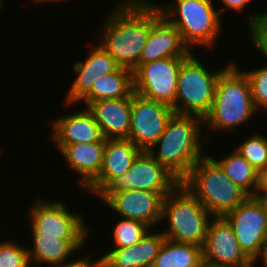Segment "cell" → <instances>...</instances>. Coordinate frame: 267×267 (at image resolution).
<instances>
[{
	"label": "cell",
	"instance_id": "8fae6325",
	"mask_svg": "<svg viewBox=\"0 0 267 267\" xmlns=\"http://www.w3.org/2000/svg\"><path fill=\"white\" fill-rule=\"evenodd\" d=\"M180 181L147 151H141L126 174L114 179L102 192L142 190L159 193L163 198Z\"/></svg>",
	"mask_w": 267,
	"mask_h": 267
},
{
	"label": "cell",
	"instance_id": "8992f818",
	"mask_svg": "<svg viewBox=\"0 0 267 267\" xmlns=\"http://www.w3.org/2000/svg\"><path fill=\"white\" fill-rule=\"evenodd\" d=\"M205 153L181 183L213 217H223L237 208L249 195L226 176L207 151Z\"/></svg>",
	"mask_w": 267,
	"mask_h": 267
},
{
	"label": "cell",
	"instance_id": "277c9868",
	"mask_svg": "<svg viewBox=\"0 0 267 267\" xmlns=\"http://www.w3.org/2000/svg\"><path fill=\"white\" fill-rule=\"evenodd\" d=\"M213 1L171 0L168 4H156L162 15L180 32L182 41L191 51L201 47L212 52L217 50L216 44L224 32L223 17Z\"/></svg>",
	"mask_w": 267,
	"mask_h": 267
},
{
	"label": "cell",
	"instance_id": "30bf717a",
	"mask_svg": "<svg viewBox=\"0 0 267 267\" xmlns=\"http://www.w3.org/2000/svg\"><path fill=\"white\" fill-rule=\"evenodd\" d=\"M223 217L231 225L241 249L255 263L267 243V212L263 202L248 196Z\"/></svg>",
	"mask_w": 267,
	"mask_h": 267
},
{
	"label": "cell",
	"instance_id": "9c48e42d",
	"mask_svg": "<svg viewBox=\"0 0 267 267\" xmlns=\"http://www.w3.org/2000/svg\"><path fill=\"white\" fill-rule=\"evenodd\" d=\"M188 57H170L138 65L133 71L134 92L174 106L181 64Z\"/></svg>",
	"mask_w": 267,
	"mask_h": 267
},
{
	"label": "cell",
	"instance_id": "5b68a950",
	"mask_svg": "<svg viewBox=\"0 0 267 267\" xmlns=\"http://www.w3.org/2000/svg\"><path fill=\"white\" fill-rule=\"evenodd\" d=\"M213 216L180 182L163 198L161 232L168 240L203 247ZM167 222V223H166ZM168 226V227H167Z\"/></svg>",
	"mask_w": 267,
	"mask_h": 267
},
{
	"label": "cell",
	"instance_id": "ffe728a7",
	"mask_svg": "<svg viewBox=\"0 0 267 267\" xmlns=\"http://www.w3.org/2000/svg\"><path fill=\"white\" fill-rule=\"evenodd\" d=\"M132 95L127 98L98 100L87 109L93 114L105 139H128L131 128Z\"/></svg>",
	"mask_w": 267,
	"mask_h": 267
},
{
	"label": "cell",
	"instance_id": "d4e9b609",
	"mask_svg": "<svg viewBox=\"0 0 267 267\" xmlns=\"http://www.w3.org/2000/svg\"><path fill=\"white\" fill-rule=\"evenodd\" d=\"M234 148V149H233ZM231 153L220 159L211 156L224 170L226 176L244 190L254 196L257 187L258 171L233 147Z\"/></svg>",
	"mask_w": 267,
	"mask_h": 267
},
{
	"label": "cell",
	"instance_id": "4dcf8cb0",
	"mask_svg": "<svg viewBox=\"0 0 267 267\" xmlns=\"http://www.w3.org/2000/svg\"><path fill=\"white\" fill-rule=\"evenodd\" d=\"M82 251H85L83 249L79 250L77 252V255L80 254V257H78L77 259L73 258L72 260V256L71 258H69L67 261L55 265L53 267H105V262H104V257L103 255H99L100 257H98V259H92V255L91 252L89 254L86 253V255H81Z\"/></svg>",
	"mask_w": 267,
	"mask_h": 267
},
{
	"label": "cell",
	"instance_id": "ba28073f",
	"mask_svg": "<svg viewBox=\"0 0 267 267\" xmlns=\"http://www.w3.org/2000/svg\"><path fill=\"white\" fill-rule=\"evenodd\" d=\"M35 197L34 203L27 211L31 236H58V239H90V236L92 237L90 227L86 224V217L81 212L69 211V207L67 209L65 202L59 198L55 201H47Z\"/></svg>",
	"mask_w": 267,
	"mask_h": 267
},
{
	"label": "cell",
	"instance_id": "ac0fdd59",
	"mask_svg": "<svg viewBox=\"0 0 267 267\" xmlns=\"http://www.w3.org/2000/svg\"><path fill=\"white\" fill-rule=\"evenodd\" d=\"M140 152L129 139H106L102 169L84 191L96 198L114 179L126 174Z\"/></svg>",
	"mask_w": 267,
	"mask_h": 267
},
{
	"label": "cell",
	"instance_id": "d6a6232c",
	"mask_svg": "<svg viewBox=\"0 0 267 267\" xmlns=\"http://www.w3.org/2000/svg\"><path fill=\"white\" fill-rule=\"evenodd\" d=\"M265 194H267V169H261L258 171L257 187L254 197L259 198Z\"/></svg>",
	"mask_w": 267,
	"mask_h": 267
},
{
	"label": "cell",
	"instance_id": "9a60e30c",
	"mask_svg": "<svg viewBox=\"0 0 267 267\" xmlns=\"http://www.w3.org/2000/svg\"><path fill=\"white\" fill-rule=\"evenodd\" d=\"M192 53L182 41L180 32L151 0V32L142 50L140 65L170 57H189Z\"/></svg>",
	"mask_w": 267,
	"mask_h": 267
},
{
	"label": "cell",
	"instance_id": "7402d4cb",
	"mask_svg": "<svg viewBox=\"0 0 267 267\" xmlns=\"http://www.w3.org/2000/svg\"><path fill=\"white\" fill-rule=\"evenodd\" d=\"M28 249L31 266H55L67 261L89 243V239H58V236H30ZM49 264V265H48Z\"/></svg>",
	"mask_w": 267,
	"mask_h": 267
},
{
	"label": "cell",
	"instance_id": "f35d334b",
	"mask_svg": "<svg viewBox=\"0 0 267 267\" xmlns=\"http://www.w3.org/2000/svg\"><path fill=\"white\" fill-rule=\"evenodd\" d=\"M263 169H267V161H266V164H265V166H264V168Z\"/></svg>",
	"mask_w": 267,
	"mask_h": 267
},
{
	"label": "cell",
	"instance_id": "484cf974",
	"mask_svg": "<svg viewBox=\"0 0 267 267\" xmlns=\"http://www.w3.org/2000/svg\"><path fill=\"white\" fill-rule=\"evenodd\" d=\"M118 221V222H117ZM112 230V248H126L135 245L151 229L148 225L138 220L117 219Z\"/></svg>",
	"mask_w": 267,
	"mask_h": 267
},
{
	"label": "cell",
	"instance_id": "4316f807",
	"mask_svg": "<svg viewBox=\"0 0 267 267\" xmlns=\"http://www.w3.org/2000/svg\"><path fill=\"white\" fill-rule=\"evenodd\" d=\"M234 147L257 171L264 168L267 161V136L254 132L243 142L241 140L239 145L234 144Z\"/></svg>",
	"mask_w": 267,
	"mask_h": 267
},
{
	"label": "cell",
	"instance_id": "d6986e66",
	"mask_svg": "<svg viewBox=\"0 0 267 267\" xmlns=\"http://www.w3.org/2000/svg\"><path fill=\"white\" fill-rule=\"evenodd\" d=\"M56 146L65 164L67 163L69 169L79 176L77 183L84 191L102 169L105 141Z\"/></svg>",
	"mask_w": 267,
	"mask_h": 267
},
{
	"label": "cell",
	"instance_id": "44dd1931",
	"mask_svg": "<svg viewBox=\"0 0 267 267\" xmlns=\"http://www.w3.org/2000/svg\"><path fill=\"white\" fill-rule=\"evenodd\" d=\"M150 229L135 245L110 248L104 257L105 267H151L165 241L164 234Z\"/></svg>",
	"mask_w": 267,
	"mask_h": 267
},
{
	"label": "cell",
	"instance_id": "836d02e7",
	"mask_svg": "<svg viewBox=\"0 0 267 267\" xmlns=\"http://www.w3.org/2000/svg\"><path fill=\"white\" fill-rule=\"evenodd\" d=\"M259 261H260V263H259ZM257 263L258 264H261L262 263L263 264L262 267H267V243L263 247V251H262L261 256L255 262V267H256V265H258Z\"/></svg>",
	"mask_w": 267,
	"mask_h": 267
},
{
	"label": "cell",
	"instance_id": "83f0119b",
	"mask_svg": "<svg viewBox=\"0 0 267 267\" xmlns=\"http://www.w3.org/2000/svg\"><path fill=\"white\" fill-rule=\"evenodd\" d=\"M248 77L253 103L258 113H267V63L264 66L243 70Z\"/></svg>",
	"mask_w": 267,
	"mask_h": 267
},
{
	"label": "cell",
	"instance_id": "7a4b0ae2",
	"mask_svg": "<svg viewBox=\"0 0 267 267\" xmlns=\"http://www.w3.org/2000/svg\"><path fill=\"white\" fill-rule=\"evenodd\" d=\"M203 128V118L199 116L173 114L147 152L182 182L206 155L208 142Z\"/></svg>",
	"mask_w": 267,
	"mask_h": 267
},
{
	"label": "cell",
	"instance_id": "8d00e7d4",
	"mask_svg": "<svg viewBox=\"0 0 267 267\" xmlns=\"http://www.w3.org/2000/svg\"><path fill=\"white\" fill-rule=\"evenodd\" d=\"M4 4L3 0H0V8L3 9L4 6H2Z\"/></svg>",
	"mask_w": 267,
	"mask_h": 267
},
{
	"label": "cell",
	"instance_id": "5bb4252c",
	"mask_svg": "<svg viewBox=\"0 0 267 267\" xmlns=\"http://www.w3.org/2000/svg\"><path fill=\"white\" fill-rule=\"evenodd\" d=\"M203 264L217 267H255L244 253L224 217H213L202 247Z\"/></svg>",
	"mask_w": 267,
	"mask_h": 267
},
{
	"label": "cell",
	"instance_id": "7c38bea8",
	"mask_svg": "<svg viewBox=\"0 0 267 267\" xmlns=\"http://www.w3.org/2000/svg\"><path fill=\"white\" fill-rule=\"evenodd\" d=\"M173 114L170 105L147 99L134 92L128 139L141 151H147L157 142Z\"/></svg>",
	"mask_w": 267,
	"mask_h": 267
},
{
	"label": "cell",
	"instance_id": "52a82bcc",
	"mask_svg": "<svg viewBox=\"0 0 267 267\" xmlns=\"http://www.w3.org/2000/svg\"><path fill=\"white\" fill-rule=\"evenodd\" d=\"M193 53L181 64L178 87L173 108L174 114L204 117L209 113L218 77L231 63L216 71L209 70ZM205 65V66H204Z\"/></svg>",
	"mask_w": 267,
	"mask_h": 267
},
{
	"label": "cell",
	"instance_id": "74e56055",
	"mask_svg": "<svg viewBox=\"0 0 267 267\" xmlns=\"http://www.w3.org/2000/svg\"><path fill=\"white\" fill-rule=\"evenodd\" d=\"M203 267H217V266H209V265L203 264Z\"/></svg>",
	"mask_w": 267,
	"mask_h": 267
},
{
	"label": "cell",
	"instance_id": "e575fe53",
	"mask_svg": "<svg viewBox=\"0 0 267 267\" xmlns=\"http://www.w3.org/2000/svg\"><path fill=\"white\" fill-rule=\"evenodd\" d=\"M32 1H33V2H32ZM60 1L63 3L64 1L67 2V1H70V0H31L30 2H32V4L34 3V5H35V4H39V5H40V4H43V5H44V3H45V4H46V3H50V2H53V3L56 2V3H58V2H60Z\"/></svg>",
	"mask_w": 267,
	"mask_h": 267
},
{
	"label": "cell",
	"instance_id": "2e32d148",
	"mask_svg": "<svg viewBox=\"0 0 267 267\" xmlns=\"http://www.w3.org/2000/svg\"><path fill=\"white\" fill-rule=\"evenodd\" d=\"M94 44L96 45L89 48L84 60H77L72 65L71 69L76 76L70 84V89L64 94L66 95L63 101L65 106L68 105L70 108L72 105L75 106L101 75L113 73L119 68L114 58L98 42Z\"/></svg>",
	"mask_w": 267,
	"mask_h": 267
},
{
	"label": "cell",
	"instance_id": "f1b7e54d",
	"mask_svg": "<svg viewBox=\"0 0 267 267\" xmlns=\"http://www.w3.org/2000/svg\"><path fill=\"white\" fill-rule=\"evenodd\" d=\"M249 42L253 48L260 53L259 55L267 59V9L264 12L250 13L246 18Z\"/></svg>",
	"mask_w": 267,
	"mask_h": 267
},
{
	"label": "cell",
	"instance_id": "f546056e",
	"mask_svg": "<svg viewBox=\"0 0 267 267\" xmlns=\"http://www.w3.org/2000/svg\"><path fill=\"white\" fill-rule=\"evenodd\" d=\"M25 244L14 240H0V267H31L29 253Z\"/></svg>",
	"mask_w": 267,
	"mask_h": 267
},
{
	"label": "cell",
	"instance_id": "e0dca14e",
	"mask_svg": "<svg viewBox=\"0 0 267 267\" xmlns=\"http://www.w3.org/2000/svg\"><path fill=\"white\" fill-rule=\"evenodd\" d=\"M70 114L63 113L50 120L52 132L47 136L54 145H69L105 141L93 114L87 109ZM65 114V115H64Z\"/></svg>",
	"mask_w": 267,
	"mask_h": 267
},
{
	"label": "cell",
	"instance_id": "cb8c5ba5",
	"mask_svg": "<svg viewBox=\"0 0 267 267\" xmlns=\"http://www.w3.org/2000/svg\"><path fill=\"white\" fill-rule=\"evenodd\" d=\"M151 267H203L202 247L165 238Z\"/></svg>",
	"mask_w": 267,
	"mask_h": 267
},
{
	"label": "cell",
	"instance_id": "4fadbf2b",
	"mask_svg": "<svg viewBox=\"0 0 267 267\" xmlns=\"http://www.w3.org/2000/svg\"><path fill=\"white\" fill-rule=\"evenodd\" d=\"M96 198L118 217L141 221L154 230L161 225L163 197L159 193L129 189L101 192Z\"/></svg>",
	"mask_w": 267,
	"mask_h": 267
},
{
	"label": "cell",
	"instance_id": "6da1fadb",
	"mask_svg": "<svg viewBox=\"0 0 267 267\" xmlns=\"http://www.w3.org/2000/svg\"><path fill=\"white\" fill-rule=\"evenodd\" d=\"M107 14L97 42L119 67L134 71L151 32V1L121 0Z\"/></svg>",
	"mask_w": 267,
	"mask_h": 267
},
{
	"label": "cell",
	"instance_id": "603a6c76",
	"mask_svg": "<svg viewBox=\"0 0 267 267\" xmlns=\"http://www.w3.org/2000/svg\"><path fill=\"white\" fill-rule=\"evenodd\" d=\"M133 93V71L119 67L115 72L101 75L96 82H93L90 90L76 105L83 103L87 107L94 101L127 98Z\"/></svg>",
	"mask_w": 267,
	"mask_h": 267
},
{
	"label": "cell",
	"instance_id": "d590c367",
	"mask_svg": "<svg viewBox=\"0 0 267 267\" xmlns=\"http://www.w3.org/2000/svg\"><path fill=\"white\" fill-rule=\"evenodd\" d=\"M259 199L263 202V204H264V206H265V208H266V212H267V194H265V195H261V196L259 197Z\"/></svg>",
	"mask_w": 267,
	"mask_h": 267
},
{
	"label": "cell",
	"instance_id": "1f68e13d",
	"mask_svg": "<svg viewBox=\"0 0 267 267\" xmlns=\"http://www.w3.org/2000/svg\"><path fill=\"white\" fill-rule=\"evenodd\" d=\"M252 0H219V4H223L224 7L221 9H217L219 11L220 15H223V12H226V10H233V12H239L240 14L245 12V8H249L248 4Z\"/></svg>",
	"mask_w": 267,
	"mask_h": 267
},
{
	"label": "cell",
	"instance_id": "3957f363",
	"mask_svg": "<svg viewBox=\"0 0 267 267\" xmlns=\"http://www.w3.org/2000/svg\"><path fill=\"white\" fill-rule=\"evenodd\" d=\"M231 61L218 77L211 109L203 119L207 142L216 131L237 133L258 112L248 77L235 60Z\"/></svg>",
	"mask_w": 267,
	"mask_h": 267
}]
</instances>
